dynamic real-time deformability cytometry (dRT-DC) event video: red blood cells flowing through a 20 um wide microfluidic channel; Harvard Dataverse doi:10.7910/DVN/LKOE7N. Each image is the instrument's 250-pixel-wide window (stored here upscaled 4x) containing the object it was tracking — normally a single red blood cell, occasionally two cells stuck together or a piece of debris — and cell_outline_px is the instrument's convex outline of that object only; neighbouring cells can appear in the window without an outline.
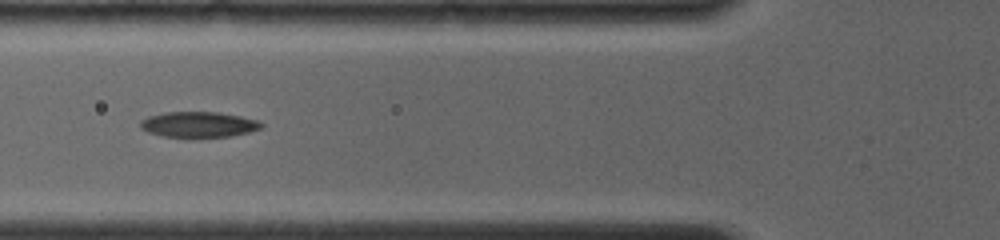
{"species": "common noctule bat (a hibernating species)", "species_latin": "Nyctalus noctula", "temperature_condition": "room temperature", "stored_images_in_passage": 9, "camera_frame_rate_fps": 4000, "um_per_image_px": 0.085, "animal": {"sex": "female", "body_mass_g": 19.0, "forearm_length_mm": 56.7}, "frame": {"image": 1, "passage_image": 6, "time_ms": 3.0, "image_size_px": [1000, 240], "cell_outline_px": [[264, 124], [260, 128], [248, 132], [232, 136], [160, 136], [148, 132], [140, 128], [140, 120], [148, 116], [164, 112], [220, 112], [240, 116], [256, 120]], "centroid_in_image_um": [16.84, 10.56], "position_along_channel_um": 109.0, "area_um2": 17.8}}
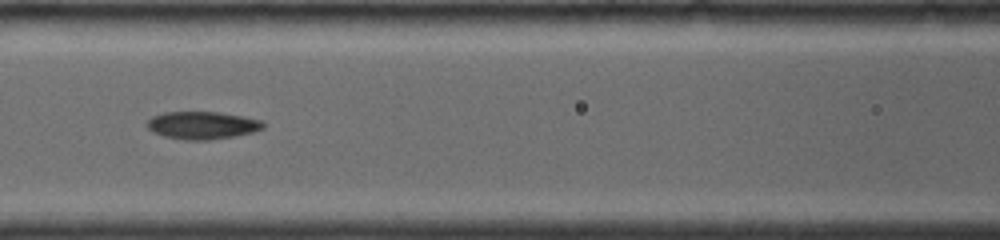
{"frame": {"image": 2, "passage_image": 8, "time_ms": 4.0, "image_size_px": [1000, 240], "cell_outline_px": [[264, 128], [252, 132], [236, 136], [208, 140], [188, 140], [164, 136], [152, 132], [144, 124], [152, 116], [164, 112], [220, 112], [244, 116], [260, 120], [264, 124]], "centroid_in_image_um": [17.17, 10.64], "position_along_channel_um": 149.4, "area_um2": 18.79}}
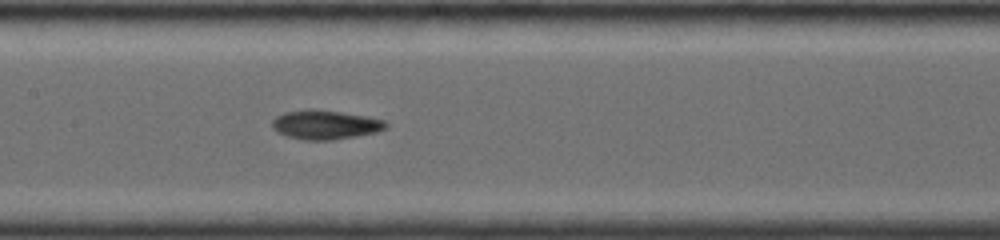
{"frame": {"image": 3, "passage_image": 9, "time_ms": 4.75, "image_size_px": [1000, 240], "cell_outline_px": [[388, 128], [376, 132], [332, 140], [304, 140], [288, 136], [276, 132], [272, 128], [272, 120], [276, 116], [284, 112], [308, 108], [312, 108], [368, 116], [384, 120], [388, 124]], "centroid_in_image_um": [27.63, 10.59], "position_along_channel_um": 179.8, "area_um2": 19.48}}